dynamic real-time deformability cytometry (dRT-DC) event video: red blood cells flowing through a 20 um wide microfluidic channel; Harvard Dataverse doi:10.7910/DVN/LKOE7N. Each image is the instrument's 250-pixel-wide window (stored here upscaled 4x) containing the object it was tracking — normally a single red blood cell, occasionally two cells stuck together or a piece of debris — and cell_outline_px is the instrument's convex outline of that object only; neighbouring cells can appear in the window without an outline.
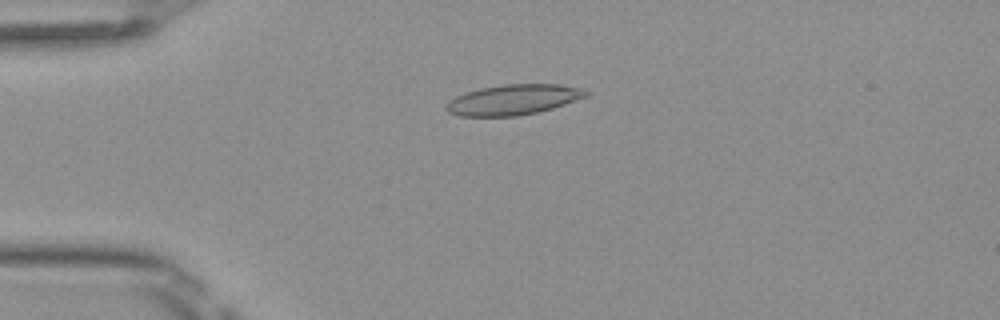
{"species": "Egyptian fruit bat (a non-hibernating species)", "species_latin": "Rousettus aegyptiacus", "temperature_condition": "room temperature", "stored_images_in_passage": 49, "camera_frame_rate_fps": 3000, "um_per_image_px": 0.085, "frame": {"image": 1, "passage_image": 12, "time_ms": 3.667, "image_size_px": [1000, 320], "cell_outline_px": [[588, 96], [552, 108], [536, 112], [516, 116], [460, 116], [448, 112], [444, 108], [448, 100], [464, 92], [480, 88], [504, 84], [560, 84], [580, 88], [588, 92]], "centroid_in_image_um": [43.58, 8.47], "position_along_channel_um": 41.4, "area_um2": 24.68}}
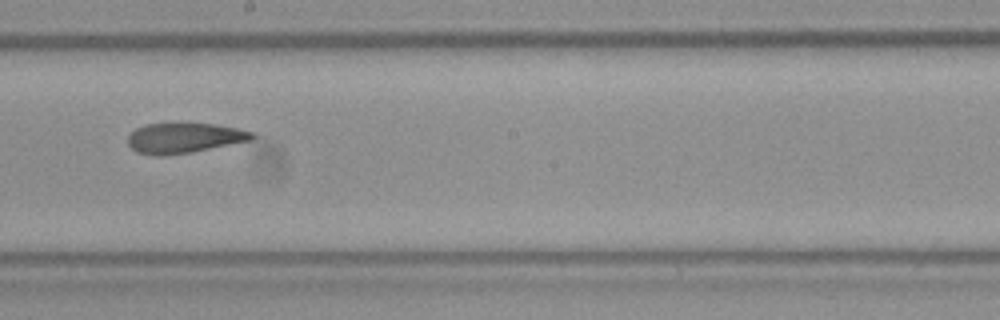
{"frame": {"image": 2, "passage_image": 28, "time_ms": 9.0, "image_size_px": [1000, 320], "cell_outline_px": [[256, 136], [252, 140], [192, 152], [164, 156], [156, 156], [136, 152], [128, 144], [128, 136], [136, 128], [144, 124], [212, 124], [236, 128], [256, 132]], "centroid_in_image_um": [15.66, 11.74], "position_along_channel_um": 232.5, "area_um2": 21.79}}
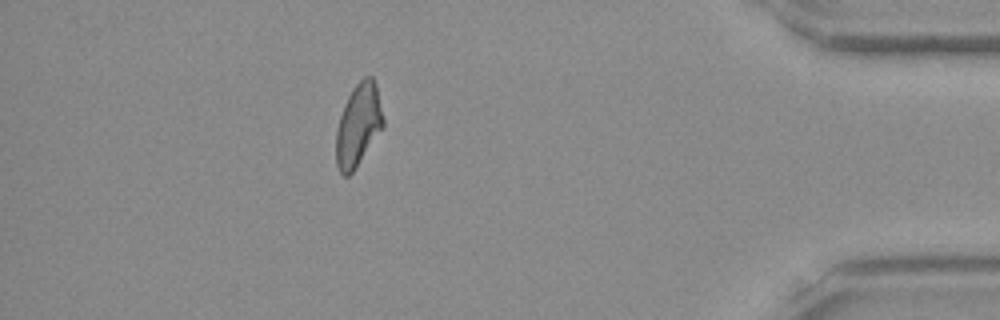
{"frame": {"image": 3, "passage_image": 44, "time_ms": 14.333, "image_size_px": [1000, 320], "cell_outline_px": [[384, 128], [356, 168], [348, 176], [344, 176], [340, 172], [336, 164], [336, 128], [344, 104], [352, 88], [364, 76], [372, 76], [376, 84], [384, 120]], "centroid_in_image_um": [30.46, 10.64], "position_along_channel_um": 404.7, "area_um2": 22.89}, "authors_computed_cell_mechanics": {"area_um2": 23.1778, "velocity_mm_per_s": 4.0806, "shape_relaxation_time_tau1_ms": null, "shape_relaxation_time_tau2_ms": 4.5726, "deformation_change_tau1": null, "deformation_change_tau2": 0.1134}}